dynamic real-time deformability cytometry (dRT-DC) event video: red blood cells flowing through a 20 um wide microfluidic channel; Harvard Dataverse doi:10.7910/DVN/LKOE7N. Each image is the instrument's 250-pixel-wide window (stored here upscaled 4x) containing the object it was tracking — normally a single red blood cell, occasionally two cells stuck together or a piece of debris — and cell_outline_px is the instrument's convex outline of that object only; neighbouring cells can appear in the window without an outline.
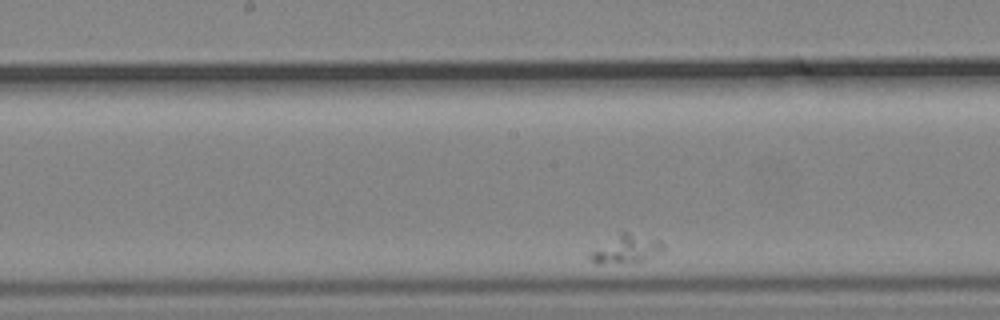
{"species": "common noctule bat (a hibernating species)", "species_latin": "Nyctalus noctula", "temperature_condition": "cold", "stored_images_in_passage": 31, "camera_frame_rate_fps": 3000, "um_per_image_px": 0.085, "animal": {"sex": "male", "body_mass_g": 19.2, "forearm_length_mm": 51.8}, "frame": {"image": 1, "passage_image": 14, "time_ms": 4.333, "image_size_px": [1000, 320], "cell_outline_px": [[664, 252], [644, 260], [600, 264], [596, 264], [588, 256], [592, 252], [620, 232], [628, 232], [660, 240], [664, 244]], "centroid_in_image_um": [53.3, 21.16], "position_along_channel_um": 194.9, "area_um2": 11.68}}
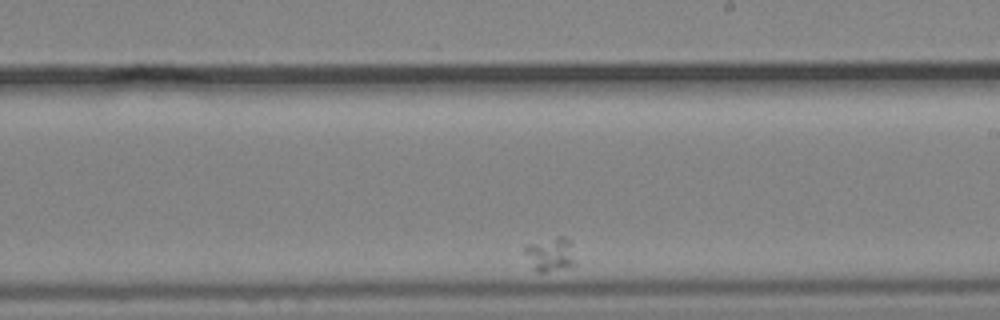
{"frame": {"image": 2, "passage_image": 19, "time_ms": 6.0, "image_size_px": [1000, 320], "cell_outline_px": [[576, 264], [544, 272], [536, 272], [524, 252], [524, 248], [528, 244], [556, 236], [564, 236], [572, 240]], "centroid_in_image_um": [46.82, 21.57], "position_along_channel_um": 242.2, "area_um2": 10.06}}
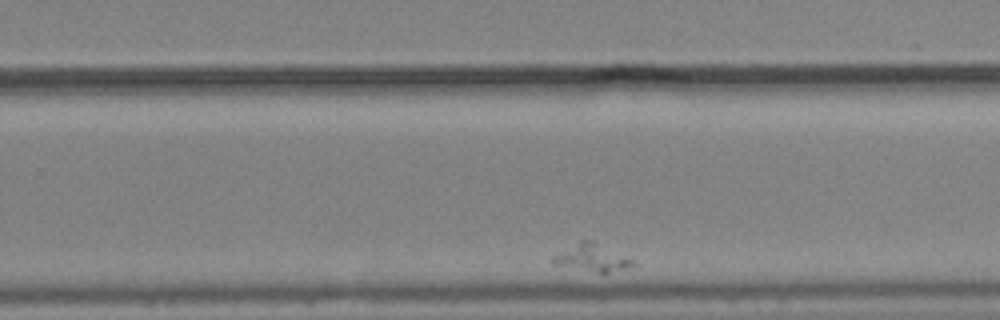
{"frame": {"image": 3, "passage_image": 23, "time_ms": 7.333, "image_size_px": [1000, 320], "cell_outline_px": [[636, 264], [624, 268], [608, 272], [600, 272], [556, 264], [552, 260], [552, 256], [580, 240], [592, 240], [632, 260]], "centroid_in_image_um": [50.3, 21.88], "position_along_channel_um": 279.5, "area_um2": 11.96}}